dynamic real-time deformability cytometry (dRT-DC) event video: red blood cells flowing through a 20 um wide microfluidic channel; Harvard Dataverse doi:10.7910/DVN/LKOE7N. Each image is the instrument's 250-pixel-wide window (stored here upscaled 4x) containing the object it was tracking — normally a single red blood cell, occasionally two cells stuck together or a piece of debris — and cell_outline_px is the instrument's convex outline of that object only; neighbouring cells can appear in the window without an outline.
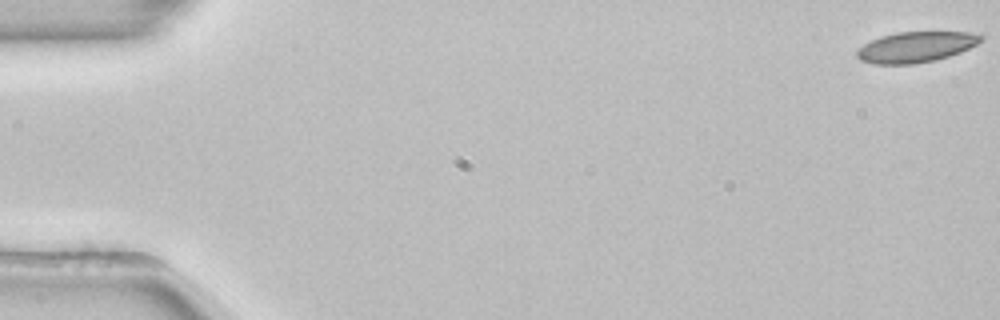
{"species": "common noctule bat (a hibernating species)", "species_latin": "Nyctalus noctula", "temperature_condition": "room temperature", "stored_images_in_passage": 54, "camera_frame_rate_fps": 3000, "um_per_image_px": 0.085, "animal": {"sex": "female", "body_mass_g": 22.7, "forearm_length_mm": 54.2}, "frame": {"image": 1, "passage_image": 1, "time_ms": 0.0, "image_size_px": [1000, 320], "cell_outline_px": [[984, 40], [960, 52], [936, 60], [912, 64], [876, 64], [860, 60], [856, 56], [856, 52], [864, 44], [880, 36], [896, 32], [980, 32], [984, 36]], "centroid_in_image_um": [77.89, 3.98], "position_along_channel_um": 7.1, "area_um2": 22.2}}
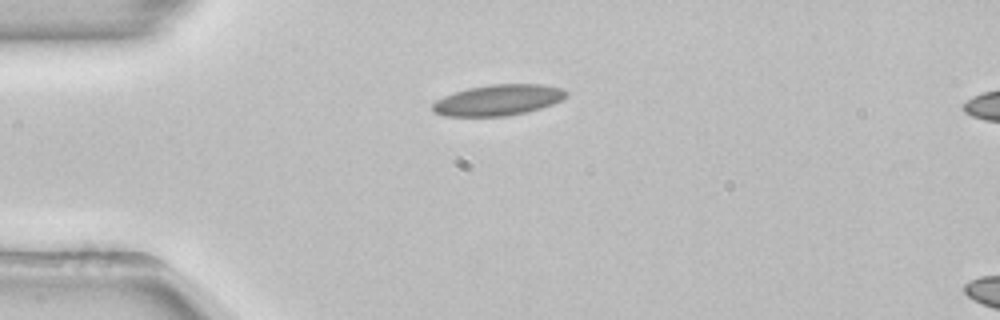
{"frame": {"image": 2, "passage_image": 14, "time_ms": 4.333, "image_size_px": [1000, 320], "cell_outline_px": [[568, 92], [560, 100], [552, 104], [540, 108], [524, 112], [504, 116], [444, 116], [432, 112], [432, 104], [436, 100], [444, 96], [468, 88], [492, 84], [544, 84], [564, 88]], "centroid_in_image_um": [42.32, 8.5], "position_along_channel_um": 42.7, "area_um2": 23.93}}
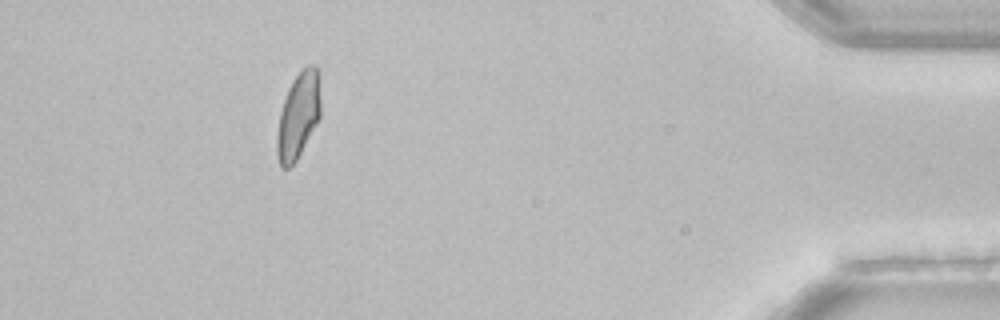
{"frame": {"image": 3, "passage_image": 49, "time_ms": 16.0, "image_size_px": [1000, 320], "cell_outline_px": [[320, 116], [316, 124], [296, 160], [288, 168], [280, 168], [276, 152], [276, 136], [280, 112], [288, 88], [292, 80], [308, 64], [316, 64], [320, 100]], "centroid_in_image_um": [25.33, 9.84], "position_along_channel_um": 409.9, "area_um2": 21.62}, "authors_computed_cell_mechanics": {"area_um2": 22.4264, "velocity_mm_per_s": 3.8545, "shape_relaxation_time_tau1_ms": 7.2299, "shape_relaxation_time_tau2_ms": 2.2455, "deformation_change_tau1": 0.159, "deformation_change_tau2": 0.0544}}